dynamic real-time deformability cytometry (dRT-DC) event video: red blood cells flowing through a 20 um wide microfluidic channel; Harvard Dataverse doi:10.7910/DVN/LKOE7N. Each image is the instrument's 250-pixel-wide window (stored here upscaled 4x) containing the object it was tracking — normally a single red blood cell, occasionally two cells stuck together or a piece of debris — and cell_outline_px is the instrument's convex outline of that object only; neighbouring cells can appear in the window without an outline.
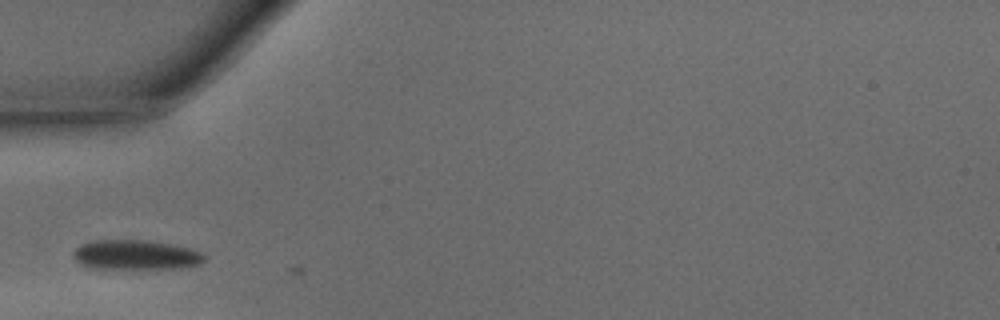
{"species": "common noctule bat (a hibernating species)", "species_latin": "Nyctalus noctula", "temperature_condition": "warm", "stored_images_in_passage": 2, "camera_frame_rate_fps": 3000, "um_per_image_px": 0.085, "animal": {"sex": "male", "body_mass_g": 15.6}, "frame": {"image": 1, "passage_image": 1, "time_ms": 0.0, "image_size_px": [1000, 320], "cell_outline_px": [[208, 260], [200, 264], [184, 268], [92, 268], [80, 264], [72, 256], [72, 252], [80, 244], [96, 240], [144, 240], [172, 244], [192, 248], [208, 256]], "centroid_in_image_um": [11.59, 21.66], "position_along_channel_um": 73.4, "area_um2": 22.95}}